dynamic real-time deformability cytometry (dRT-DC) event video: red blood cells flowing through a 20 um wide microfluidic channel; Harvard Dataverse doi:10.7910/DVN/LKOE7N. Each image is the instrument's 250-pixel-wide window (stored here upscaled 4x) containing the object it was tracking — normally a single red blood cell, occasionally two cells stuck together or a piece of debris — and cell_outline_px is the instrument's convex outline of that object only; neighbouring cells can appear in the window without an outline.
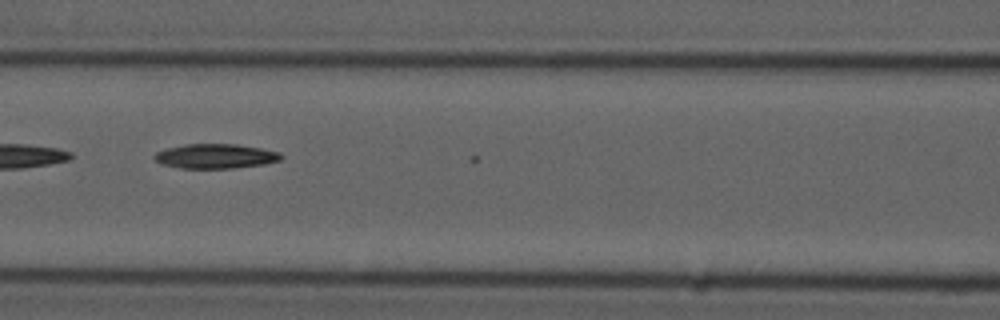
{"species": "common noctule bat (a hibernating species)", "species_latin": "Nyctalus noctula", "temperature_condition": "cold", "stored_images_in_passage": 7, "camera_frame_rate_fps": 3000, "um_per_image_px": 0.085, "animal": {"sex": "male", "forearm_length_mm": 52.5}, "frame": {"image": 1, "passage_image": 6, "time_ms": 1.667, "image_size_px": [1000, 320], "cell_outline_px": [[284, 156], [280, 160], [264, 164], [232, 168], [180, 168], [160, 164], [152, 156], [156, 152], [168, 148], [184, 144], [236, 144], [260, 148], [280, 152]], "centroid_in_image_um": [18.31, 13.27], "position_along_channel_um": 148.3, "area_um2": 18.15}}